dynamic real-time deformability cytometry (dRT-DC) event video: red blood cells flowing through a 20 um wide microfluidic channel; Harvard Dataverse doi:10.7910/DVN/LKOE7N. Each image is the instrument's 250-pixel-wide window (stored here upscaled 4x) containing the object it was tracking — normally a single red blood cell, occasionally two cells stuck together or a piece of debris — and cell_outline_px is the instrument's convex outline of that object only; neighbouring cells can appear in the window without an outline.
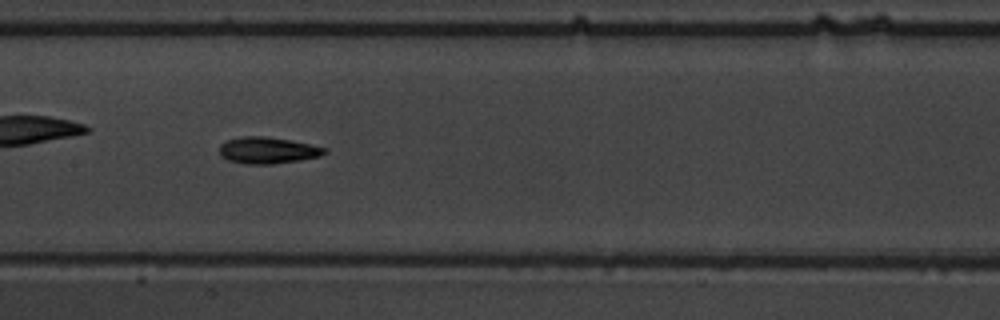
{"species": "common noctule bat (a hibernating species)", "species_latin": "Nyctalus noctula", "temperature_condition": "warm", "stored_images_in_passage": 36, "camera_frame_rate_fps": 3000, "um_per_image_px": 0.085, "animal": {"sex": "male", "body_mass_g": 19.5, "forearm_length_mm": 54.6}, "frame": {"image": 1, "passage_image": 16, "time_ms": 5.0, "image_size_px": [1000, 320], "cell_outline_px": [[328, 152], [320, 156], [300, 160], [272, 164], [244, 164], [228, 160], [220, 156], [220, 144], [228, 140], [244, 136], [268, 136], [292, 140], [328, 148]], "centroid_in_image_um": [22.78, 12.77], "position_along_channel_um": 184.6, "area_um2": 16.42}}
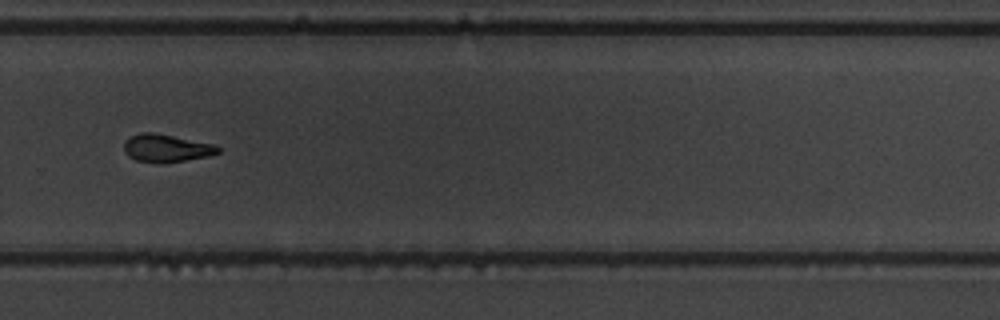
{"frame": {"image": 2, "passage_image": 26, "time_ms": 8.333, "image_size_px": [1000, 320], "cell_outline_px": [[220, 152], [208, 156], [184, 160], [136, 160], [128, 156], [124, 152], [124, 140], [140, 132], [152, 132], [216, 144], [220, 148]], "centroid_in_image_um": [14.15, 12.54], "position_along_channel_um": 315.7, "area_um2": 14.62}, "authors_computed_cell_mechanics": {"area_um2": 15.7505, "velocity_mm_per_s": 3.9558, "shape_relaxation_time_tau1_ms": 3.4666, "shape_relaxation_time_tau2_ms": 4.6669, "deformation_change_tau1": 0.1155, "deformation_change_tau2": 0.1187}}